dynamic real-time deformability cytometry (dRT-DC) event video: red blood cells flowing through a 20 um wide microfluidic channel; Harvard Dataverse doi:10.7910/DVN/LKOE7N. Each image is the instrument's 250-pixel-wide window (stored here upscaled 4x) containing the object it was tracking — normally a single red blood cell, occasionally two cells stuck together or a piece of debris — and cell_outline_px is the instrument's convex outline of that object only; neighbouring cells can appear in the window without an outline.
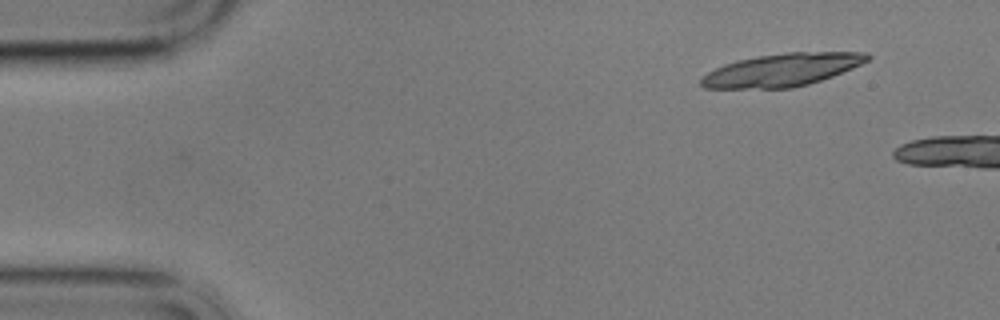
{"species": "common noctule bat (a hibernating species)", "species_latin": "Nyctalus noctula", "temperature_condition": "cold", "stored_images_in_passage": 4, "camera_frame_rate_fps": 3000, "um_per_image_px": 0.085, "animal": {"sex": "male", "body_mass_g": 17.9}, "frame": {"image": 1, "passage_image": 4, "time_ms": 3.333, "image_size_px": [1000, 320], "cell_outline_px": [[872, 56], [868, 60], [852, 68], [832, 76], [808, 84], [792, 88], [704, 88], [700, 84], [700, 76], [724, 64], [736, 60], [760, 56], [788, 52], [868, 52]], "centroid_in_image_um": [66.45, 5.94], "position_along_channel_um": 18.5, "area_um2": 31.62}}